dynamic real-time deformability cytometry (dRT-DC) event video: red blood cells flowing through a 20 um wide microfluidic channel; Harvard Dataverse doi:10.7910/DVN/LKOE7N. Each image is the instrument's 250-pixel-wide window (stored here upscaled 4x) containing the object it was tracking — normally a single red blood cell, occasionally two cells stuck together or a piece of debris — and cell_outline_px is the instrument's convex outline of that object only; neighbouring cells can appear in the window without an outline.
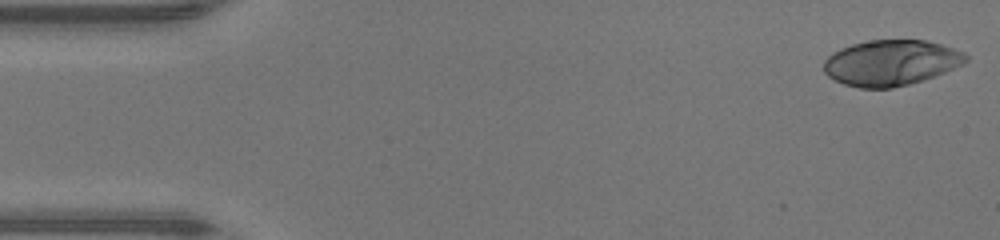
{"species": "human", "species_latin": "Homo sapiens", "temperature_condition": "warm", "stored_images_in_passage": 47, "camera_frame_rate_fps": 3000, "um_per_image_px": 0.085, "donor": {"sex": "male"}, "frame": {"image": 1, "passage_image": 1, "time_ms": 0.0, "image_size_px": [1000, 240], "cell_outline_px": [[968, 60], [964, 64], [944, 72], [908, 84], [892, 88], [860, 88], [844, 84], [828, 76], [824, 72], [824, 60], [828, 56], [840, 48], [852, 44], [872, 40], [924, 40], [940, 44], [964, 52], [968, 56]], "centroid_in_image_um": [75.72, 5.33], "position_along_channel_um": 9.3, "area_um2": 37.51}}
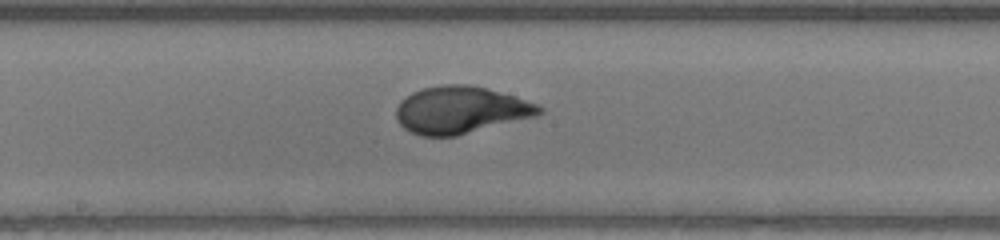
{"frame": {"image": 2, "passage_image": 24, "time_ms": 7.667, "image_size_px": [1000, 240], "cell_outline_px": [[544, 112], [536, 116], [456, 136], [420, 136], [404, 128], [400, 124], [396, 116], [396, 108], [400, 100], [412, 92], [424, 88], [444, 84], [468, 84], [484, 88], [512, 96], [536, 104], [544, 108]], "centroid_in_image_um": [39.12, 9.35], "position_along_channel_um": 209.1, "area_um2": 39.02}}
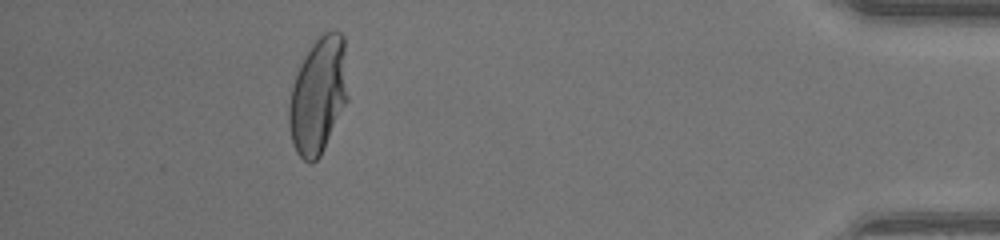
{"frame": {"image": 3, "passage_image": 42, "time_ms": 13.667, "image_size_px": [1000, 240], "cell_outline_px": [[348, 100], [320, 156], [312, 164], [308, 164], [296, 152], [292, 140], [288, 124], [288, 108], [292, 88], [300, 64], [304, 56], [312, 44], [324, 32], [340, 32], [344, 36], [348, 96]], "centroid_in_image_um": [27.05, 8.13], "position_along_channel_um": 408.1, "area_um2": 39.88}, "authors_computed_cell_mechanics": {"area_um2": 38.6104, "velocity_mm_per_s": 4.3523, "shape_relaxation_time_tau1_ms": 5.0989, "shape_relaxation_time_tau2_ms": null, "deformation_change_tau1": 0.279, "deformation_change_tau2": null}}